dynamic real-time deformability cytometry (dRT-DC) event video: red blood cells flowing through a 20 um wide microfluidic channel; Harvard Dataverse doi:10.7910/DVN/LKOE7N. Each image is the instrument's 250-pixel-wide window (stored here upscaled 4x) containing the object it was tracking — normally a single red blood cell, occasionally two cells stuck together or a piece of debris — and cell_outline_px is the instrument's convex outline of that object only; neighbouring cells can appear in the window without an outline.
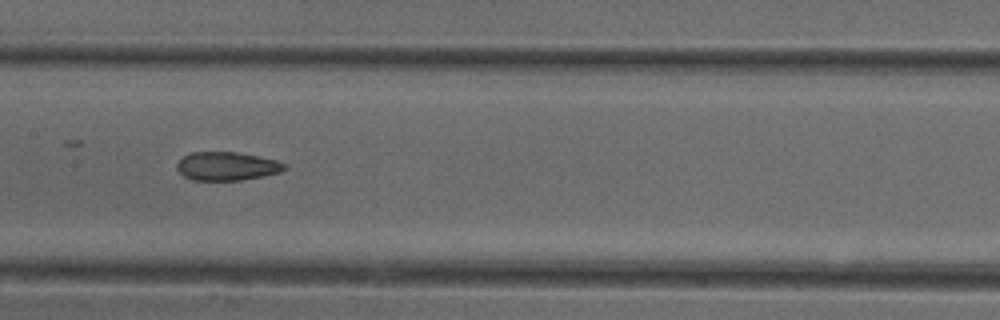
{"species": "common noctule bat (a hibernating species)", "species_latin": "Nyctalus noctula", "temperature_condition": "cold", "stored_images_in_passage": 38, "camera_frame_rate_fps": 3000, "um_per_image_px": 0.085, "animal": {"sex": "female"}, "frame": {"image": 1, "passage_image": 12, "time_ms": 3.667, "image_size_px": [1000, 320], "cell_outline_px": [[288, 168], [280, 172], [240, 180], [192, 180], [184, 176], [176, 168], [176, 164], [184, 156], [192, 152], [236, 152], [276, 160], [288, 164]], "centroid_in_image_um": [19.29, 14.12], "position_along_channel_um": 188.1, "area_um2": 17.74}, "authors_computed_cell_mechanics": {"area_um2": 18.6405, "velocity_mm_per_s": 3.9896, "shape_relaxation_time_tau1_ms": null, "shape_relaxation_time_tau2_ms": 3.2587, "deformation_change_tau1": null, "deformation_change_tau2": 0.1064}}